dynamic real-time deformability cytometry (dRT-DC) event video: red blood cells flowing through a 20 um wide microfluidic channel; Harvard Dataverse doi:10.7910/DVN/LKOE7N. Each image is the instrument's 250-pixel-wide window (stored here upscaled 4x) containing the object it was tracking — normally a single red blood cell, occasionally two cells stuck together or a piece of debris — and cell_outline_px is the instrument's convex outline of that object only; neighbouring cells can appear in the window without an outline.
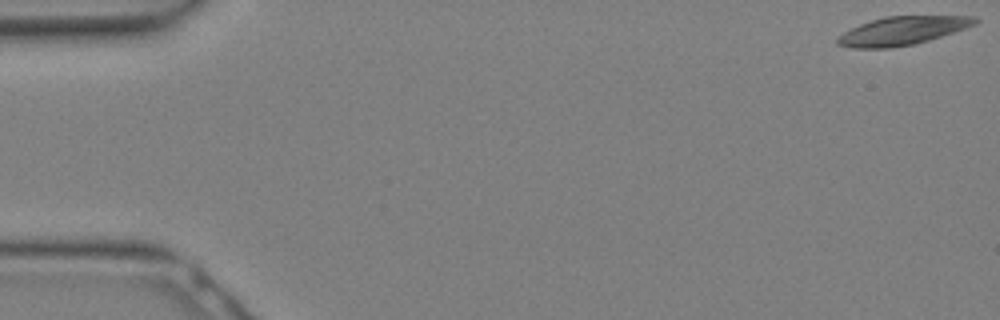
{"species": "Egyptian fruit bat (a non-hibernating species)", "species_latin": "Rousettus aegyptiacus", "temperature_condition": "warm", "stored_images_in_passage": 15, "camera_frame_rate_fps": 3000, "um_per_image_px": 0.085, "animal": {"sex": "female"}, "frame": {"image": 1, "passage_image": 1, "time_ms": 0.0, "image_size_px": [1000, 320], "cell_outline_px": [[980, 20], [976, 24], [928, 40], [912, 44], [892, 48], [852, 48], [836, 44], [836, 36], [860, 24], [884, 16], [976, 16]], "centroid_in_image_um": [76.66, 2.61], "position_along_channel_um": 8.3, "area_um2": 22.6}}
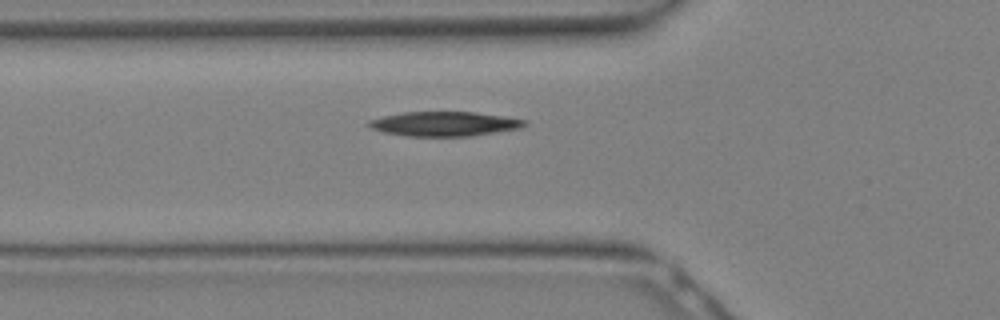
{"frame": {"image": 2, "passage_image": 11, "time_ms": 3.333, "image_size_px": [1000, 320], "cell_outline_px": [[528, 124], [520, 128], [472, 136], [404, 136], [384, 132], [372, 128], [368, 124], [368, 120], [384, 116], [404, 112], [472, 112], [500, 116], [524, 120]], "centroid_in_image_um": [37.75, 10.53], "position_along_channel_um": 88.1, "area_um2": 21.96}}
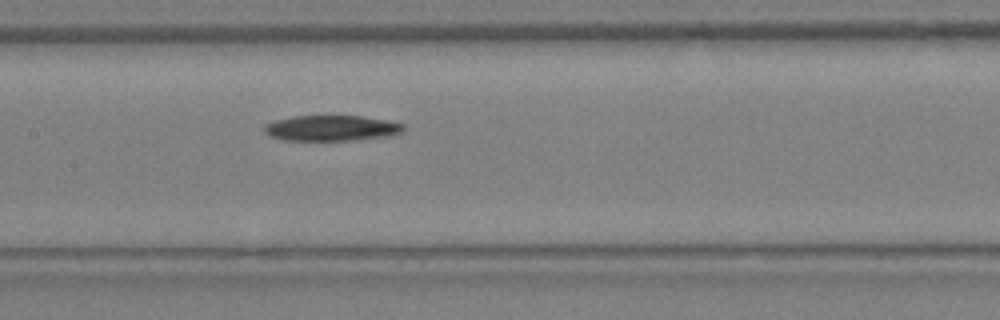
{"frame": {"image": 3, "passage_image": 15, "time_ms": 4.667, "image_size_px": [1000, 320], "cell_outline_px": [[404, 128], [400, 132], [392, 136], [352, 140], [284, 140], [268, 136], [264, 132], [264, 124], [276, 120], [292, 116], [360, 116], [388, 120], [404, 124]], "centroid_in_image_um": [28.16, 10.89], "position_along_channel_um": 179.2, "area_um2": 20.81}}